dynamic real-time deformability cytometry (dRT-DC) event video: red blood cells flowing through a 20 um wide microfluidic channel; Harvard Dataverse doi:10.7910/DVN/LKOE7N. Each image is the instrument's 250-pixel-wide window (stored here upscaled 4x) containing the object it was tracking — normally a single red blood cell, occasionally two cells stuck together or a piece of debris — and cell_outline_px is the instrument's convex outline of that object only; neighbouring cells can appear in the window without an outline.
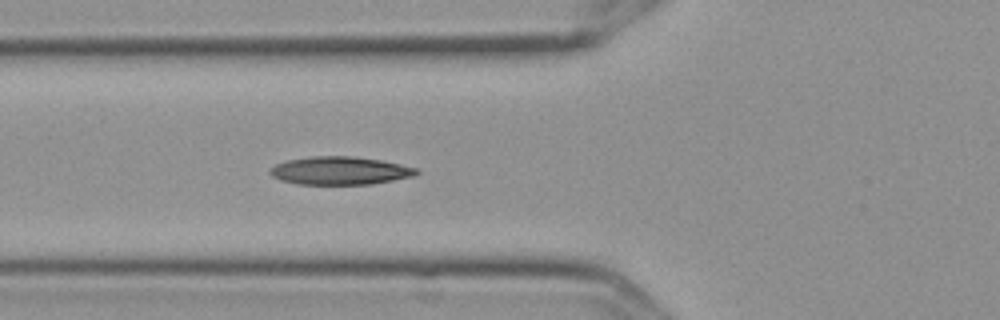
{"species": "Egyptian fruit bat (a non-hibernating species)", "species_latin": "Rousettus aegyptiacus", "temperature_condition": "cold", "stored_images_in_passage": 5, "camera_frame_rate_fps": 3000, "um_per_image_px": 0.085, "frame": {"image": 1, "passage_image": 5, "time_ms": 1.333, "image_size_px": [1000, 320], "cell_outline_px": [[420, 172], [416, 176], [372, 184], [296, 184], [280, 180], [272, 176], [268, 172], [276, 164], [284, 160], [312, 156], [352, 156], [380, 160], [400, 164], [416, 168]], "centroid_in_image_um": [28.89, 14.51], "position_along_channel_um": 96.9, "area_um2": 24.04}}